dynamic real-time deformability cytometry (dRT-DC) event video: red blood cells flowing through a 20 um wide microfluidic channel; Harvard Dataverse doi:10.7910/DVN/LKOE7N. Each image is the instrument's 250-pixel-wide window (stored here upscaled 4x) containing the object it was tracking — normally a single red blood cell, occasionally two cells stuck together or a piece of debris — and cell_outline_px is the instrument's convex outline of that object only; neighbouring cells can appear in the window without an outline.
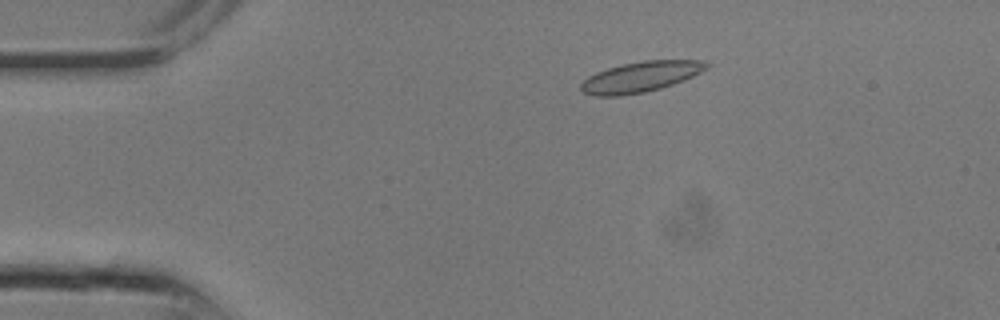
{"species": "common noctule bat (a hibernating species)", "species_latin": "Nyctalus noctula", "temperature_condition": "room temperature", "stored_images_in_passage": 11, "camera_frame_rate_fps": 3000, "um_per_image_px": 0.085, "animal": {"sex": "male", "body_mass_g": 13.3}, "frame": {"image": 1, "passage_image": 5, "time_ms": 1.333, "image_size_px": [1000, 320], "cell_outline_px": [[712, 64], [708, 68], [684, 80], [660, 88], [644, 92], [620, 96], [592, 96], [584, 92], [580, 88], [580, 84], [588, 76], [596, 72], [620, 64], [644, 60], [708, 60]], "centroid_in_image_um": [54.47, 6.52], "position_along_channel_um": 30.5, "area_um2": 22.48}}
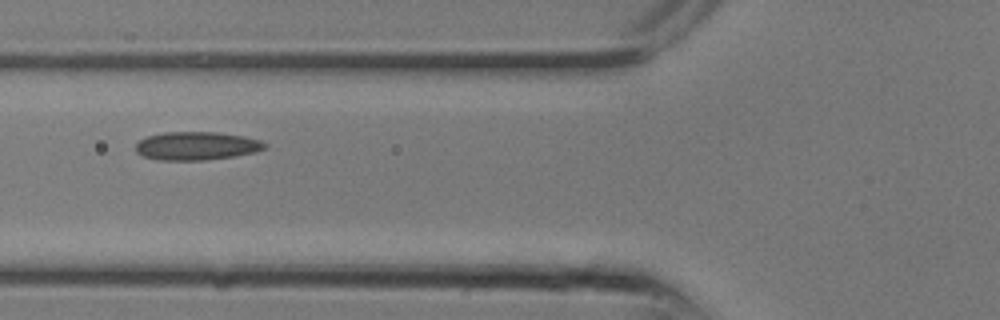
{"frame": {"image": 2, "passage_image": 10, "time_ms": 3.0, "image_size_px": [1000, 320], "cell_outline_px": [[268, 144], [264, 148], [256, 152], [236, 156], [204, 160], [160, 160], [144, 156], [136, 152], [136, 144], [140, 140], [148, 136], [164, 132], [216, 132], [244, 136], [260, 140]], "centroid_in_image_um": [16.73, 12.4], "position_along_channel_um": 109.1, "area_um2": 21.27}}